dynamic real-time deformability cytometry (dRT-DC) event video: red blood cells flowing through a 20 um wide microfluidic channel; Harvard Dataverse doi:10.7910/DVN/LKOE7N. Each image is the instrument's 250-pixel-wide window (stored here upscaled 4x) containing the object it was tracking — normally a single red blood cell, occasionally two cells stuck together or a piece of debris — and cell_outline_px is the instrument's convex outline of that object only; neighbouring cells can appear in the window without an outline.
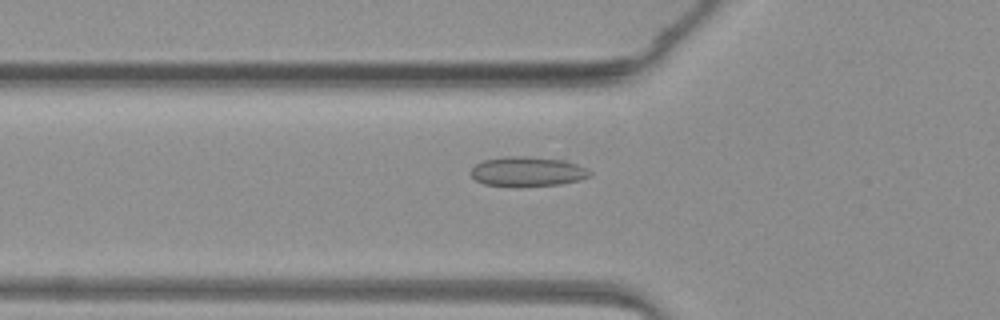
{"species": "common noctule bat (a hibernating species)", "species_latin": "Nyctalus noctula", "temperature_condition": "warm", "stored_images_in_passage": 45, "camera_frame_rate_fps": 3000, "um_per_image_px": 0.085, "animal": {"sex": "female", "body_mass_g": 19.3, "forearm_length_mm": 54.1}, "frame": {"image": 1, "passage_image": 14, "time_ms": 4.333, "image_size_px": [1000, 320], "cell_outline_px": [[592, 176], [580, 180], [560, 184], [516, 188], [484, 184], [476, 180], [468, 172], [476, 164], [484, 160], [504, 156], [528, 156], [564, 160], [588, 168], [592, 172]], "centroid_in_image_um": [44.84, 14.6], "position_along_channel_um": 81.0, "area_um2": 21.15}}
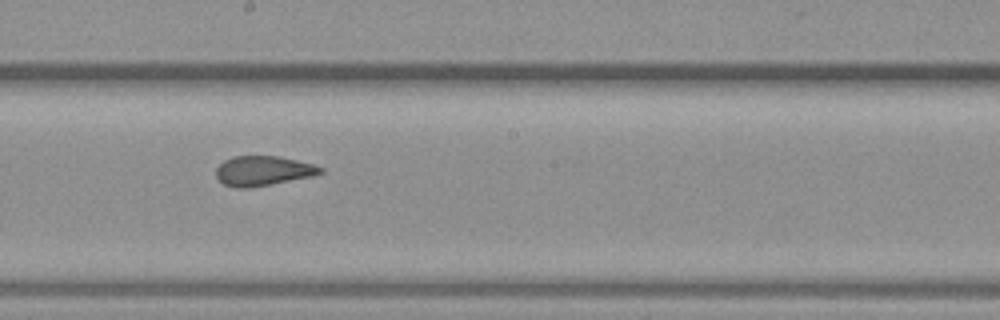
{"frame": {"image": 2, "passage_image": 24, "time_ms": 7.667, "image_size_px": [1000, 320], "cell_outline_px": [[324, 172], [312, 176], [248, 188], [236, 188], [224, 184], [216, 176], [216, 168], [224, 160], [232, 156], [276, 156], [296, 160], [312, 164], [324, 168]], "centroid_in_image_um": [22.34, 14.51], "position_along_channel_um": 225.9, "area_um2": 17.92}}
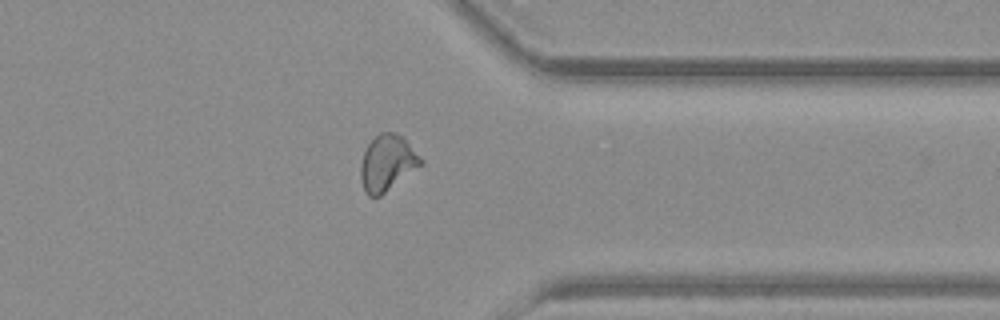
{"frame": {"image": 3, "passage_image": 35, "time_ms": 11.333, "image_size_px": [1000, 320], "cell_outline_px": [[424, 164], [380, 196], [368, 196], [364, 192], [360, 176], [360, 164], [364, 152], [368, 144], [380, 132], [392, 132], [404, 136], [424, 160]], "centroid_in_image_um": [32.94, 13.85], "position_along_channel_um": 378.5, "area_um2": 19.88}}